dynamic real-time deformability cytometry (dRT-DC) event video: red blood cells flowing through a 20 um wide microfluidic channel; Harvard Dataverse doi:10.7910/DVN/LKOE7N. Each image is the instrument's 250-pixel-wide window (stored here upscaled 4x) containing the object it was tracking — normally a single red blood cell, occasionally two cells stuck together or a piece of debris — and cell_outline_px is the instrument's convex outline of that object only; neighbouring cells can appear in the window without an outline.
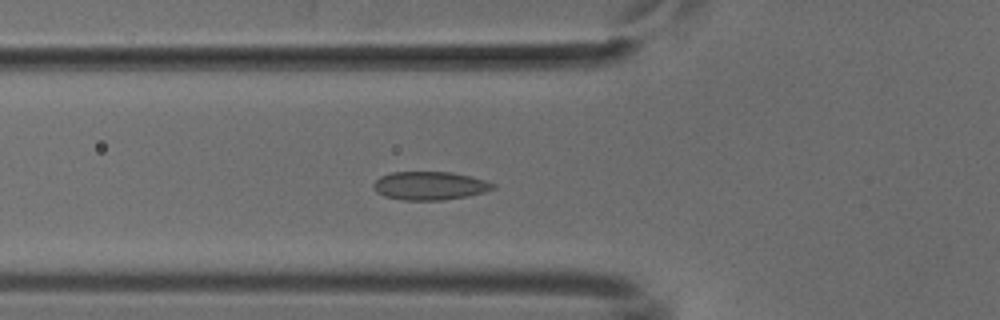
{"species": "common noctule bat (a hibernating species)", "species_latin": "Nyctalus noctula", "temperature_condition": "cold", "stored_images_in_passage": 44, "camera_frame_rate_fps": 3000, "um_per_image_px": 0.085, "animal": {"sex": "male", "body_mass_g": 18.8}, "frame": {"image": 1, "passage_image": 10, "time_ms": 3.0, "image_size_px": [1000, 320], "cell_outline_px": [[496, 188], [484, 192], [468, 196], [444, 200], [400, 200], [384, 196], [376, 192], [372, 188], [372, 184], [380, 176], [392, 172], [452, 172], [484, 180], [496, 184]], "centroid_in_image_um": [36.5, 15.79], "position_along_channel_um": 89.3, "area_um2": 19.88}}
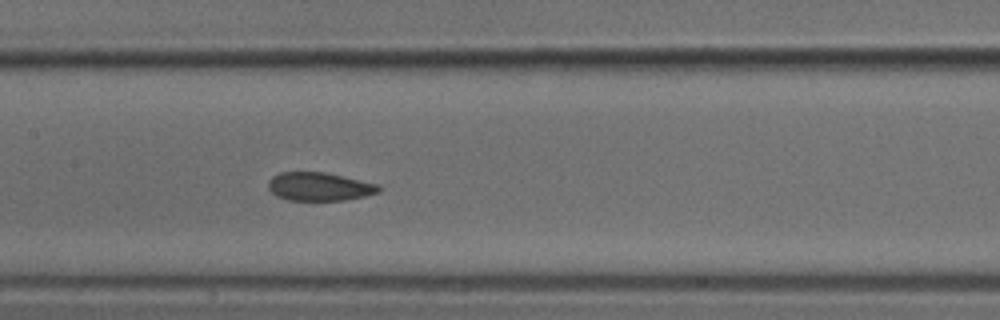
{"frame": {"image": 2, "passage_image": 17, "time_ms": 5.333, "image_size_px": [1000, 320], "cell_outline_px": [[380, 192], [364, 196], [344, 200], [288, 200], [276, 196], [268, 188], [268, 180], [272, 176], [280, 172], [324, 172], [344, 176], [380, 184]], "centroid_in_image_um": [27.14, 15.85], "position_along_channel_um": 180.3, "area_um2": 18.38}}
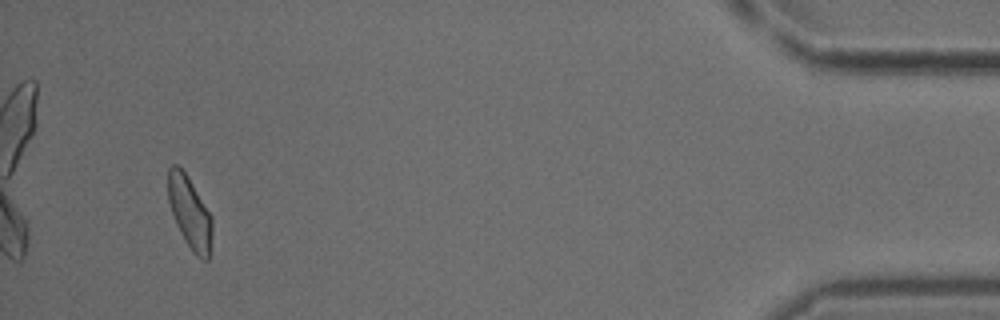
{"frame": {"image": 3, "passage_image": 41, "time_ms": 13.333, "image_size_px": [1000, 320], "cell_outline_px": [[212, 236], [208, 260], [204, 260], [196, 256], [180, 232], [176, 224], [168, 200], [168, 168], [172, 164], [176, 164], [188, 176], [212, 216]], "centroid_in_image_um": [16.13, 18.05], "position_along_channel_um": 419.1, "area_um2": 18.38}}